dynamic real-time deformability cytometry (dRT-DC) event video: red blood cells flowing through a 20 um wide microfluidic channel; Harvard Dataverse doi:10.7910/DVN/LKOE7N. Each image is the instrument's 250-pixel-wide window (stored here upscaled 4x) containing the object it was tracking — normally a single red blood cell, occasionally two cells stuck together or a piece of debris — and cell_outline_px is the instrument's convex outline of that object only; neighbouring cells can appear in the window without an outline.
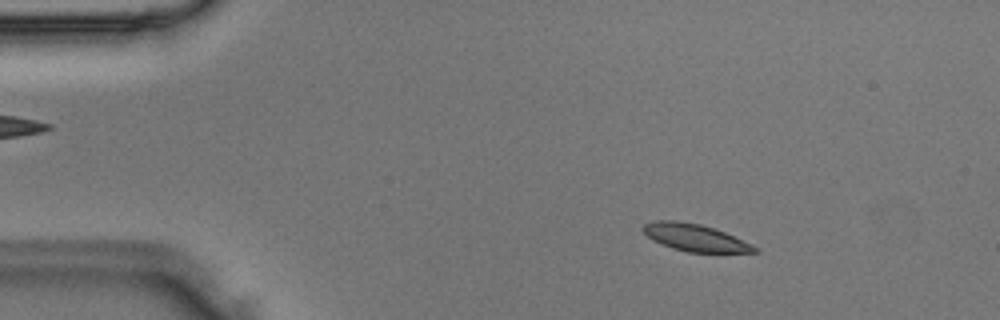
{"species": "Egyptian fruit bat (a non-hibernating species)", "species_latin": "Rousettus aegyptiacus", "temperature_condition": "room temperature", "stored_images_in_passage": 49, "camera_frame_rate_fps": 3000, "um_per_image_px": 0.085, "animal": {"sex": "male"}, "frame": {"image": 1, "passage_image": 7, "time_ms": 2.0, "image_size_px": [1000, 320], "cell_outline_px": [[760, 252], [688, 252], [672, 248], [652, 240], [640, 228], [644, 224], [656, 220], [676, 220], [700, 224], [724, 232], [752, 244]], "centroid_in_image_um": [59.03, 20.19], "position_along_channel_um": 26.0, "area_um2": 17.46}}
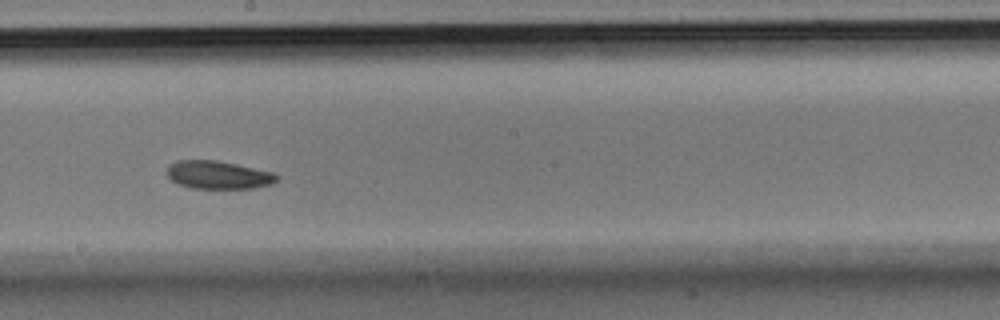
{"frame": {"image": 2, "passage_image": 27, "time_ms": 8.667, "image_size_px": [1000, 320], "cell_outline_px": [[280, 176], [272, 184], [252, 188], [192, 188], [180, 184], [172, 180], [168, 176], [168, 164], [176, 160], [216, 160], [236, 164], [272, 172]], "centroid_in_image_um": [18.55, 14.86], "position_along_channel_um": 229.7, "area_um2": 17.8}}
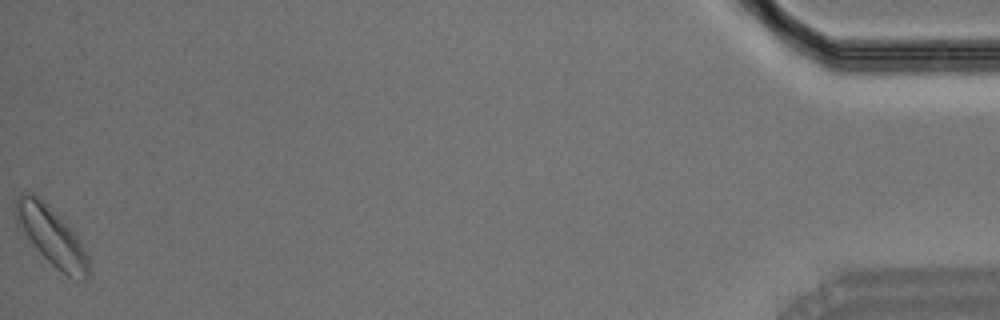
{"frame": {"image": 3, "passage_image": 49, "time_ms": 16.0, "image_size_px": [1000, 320], "cell_outline_px": [[88, 276], [84, 280], [68, 276], [56, 268], [32, 244], [16, 224], [12, 204], [16, 196], [20, 192], [32, 192], [76, 236], [88, 256]], "centroid_in_image_um": [4.28, 20.05], "position_along_channel_um": 430.9, "area_um2": 23.99}}